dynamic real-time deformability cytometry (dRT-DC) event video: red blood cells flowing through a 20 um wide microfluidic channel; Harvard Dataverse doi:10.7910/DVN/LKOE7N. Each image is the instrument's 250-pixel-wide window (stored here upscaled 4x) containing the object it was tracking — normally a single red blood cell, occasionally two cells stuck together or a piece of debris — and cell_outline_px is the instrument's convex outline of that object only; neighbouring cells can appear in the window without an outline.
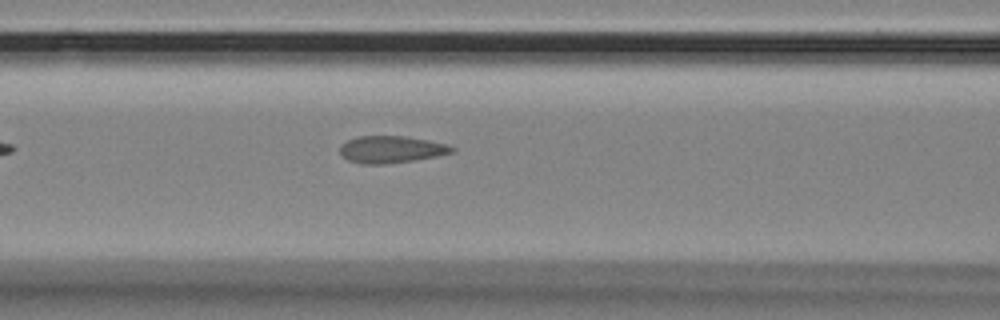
{"species": "Egyptian fruit bat (a non-hibernating species)", "species_latin": "Rousettus aegyptiacus", "temperature_condition": "room temperature", "stored_images_in_passage": 43, "camera_frame_rate_fps": 3000, "um_per_image_px": 0.085, "animal": {"sex": "female"}, "frame": {"image": 1, "passage_image": 9, "time_ms": 2.667, "image_size_px": [1000, 320], "cell_outline_px": [[456, 152], [436, 156], [412, 160], [384, 164], [360, 164], [348, 160], [340, 152], [340, 144], [348, 140], [360, 136], [404, 136], [428, 140], [448, 144], [456, 148]], "centroid_in_image_um": [33.27, 12.7], "position_along_channel_um": 133.3, "area_um2": 17.63}}
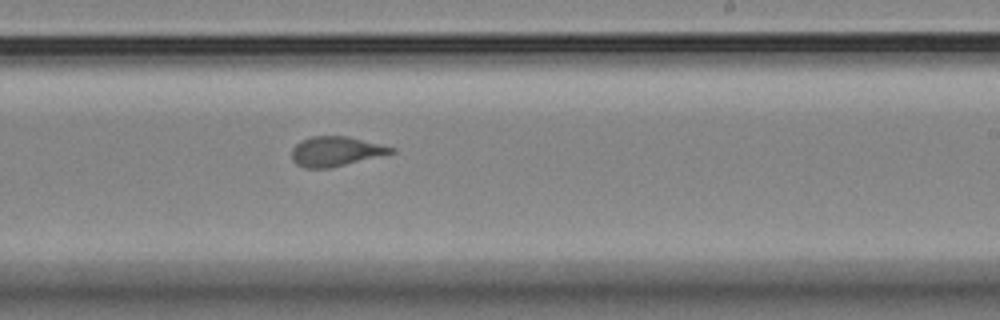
{"frame": {"image": 2, "passage_image": 20, "time_ms": 6.333, "image_size_px": [1000, 320], "cell_outline_px": [[396, 152], [328, 168], [304, 168], [296, 164], [292, 160], [292, 148], [300, 140], [312, 136], [348, 136], [396, 148]], "centroid_in_image_um": [28.51, 12.86], "position_along_channel_um": 260.5, "area_um2": 17.11}}
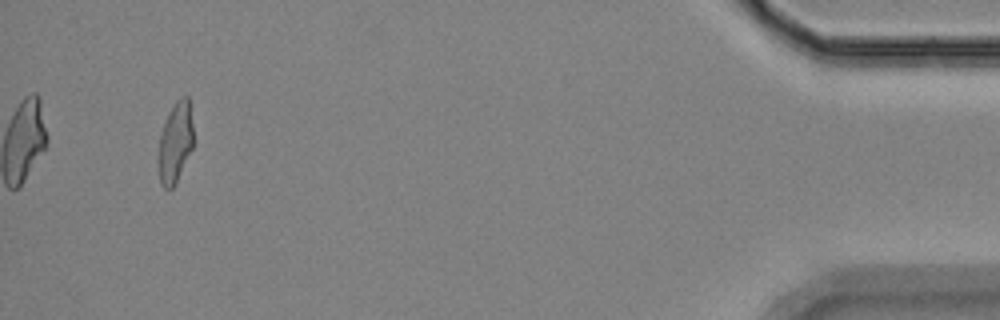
{"frame": {"image": 3, "passage_image": 40, "time_ms": 13.0, "image_size_px": [1000, 320], "cell_outline_px": [[192, 148], [176, 184], [172, 188], [164, 188], [160, 184], [160, 136], [168, 112], [176, 100], [180, 96], [188, 96], [192, 124]], "centroid_in_image_um": [14.92, 12.09], "position_along_channel_um": 420.3, "area_um2": 15.95}, "authors_computed_cell_mechanics": {"area_um2": 17.2822, "velocity_mm_per_s": 3.4753, "shape_relaxation_time_tau1_ms": null, "shape_relaxation_time_tau2_ms": 1.01, "deformation_change_tau1": null, "deformation_change_tau2": 0.0782}}